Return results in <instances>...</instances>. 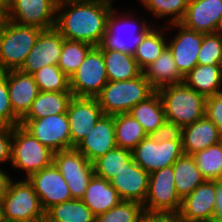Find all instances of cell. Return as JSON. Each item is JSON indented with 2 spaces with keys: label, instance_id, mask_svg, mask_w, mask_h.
I'll return each instance as SVG.
<instances>
[{
  "label": "cell",
  "instance_id": "f907efd6",
  "mask_svg": "<svg viewBox=\"0 0 222 222\" xmlns=\"http://www.w3.org/2000/svg\"><path fill=\"white\" fill-rule=\"evenodd\" d=\"M216 33L222 36V19L220 20Z\"/></svg>",
  "mask_w": 222,
  "mask_h": 222
},
{
  "label": "cell",
  "instance_id": "3957f363",
  "mask_svg": "<svg viewBox=\"0 0 222 222\" xmlns=\"http://www.w3.org/2000/svg\"><path fill=\"white\" fill-rule=\"evenodd\" d=\"M167 121L184 127L205 116L206 97L185 83L168 85L157 90Z\"/></svg>",
  "mask_w": 222,
  "mask_h": 222
},
{
  "label": "cell",
  "instance_id": "4fadbf2b",
  "mask_svg": "<svg viewBox=\"0 0 222 222\" xmlns=\"http://www.w3.org/2000/svg\"><path fill=\"white\" fill-rule=\"evenodd\" d=\"M182 154L181 140L157 143L149 136L132 150L134 162L149 174L172 166Z\"/></svg>",
  "mask_w": 222,
  "mask_h": 222
},
{
  "label": "cell",
  "instance_id": "7dc6e473",
  "mask_svg": "<svg viewBox=\"0 0 222 222\" xmlns=\"http://www.w3.org/2000/svg\"><path fill=\"white\" fill-rule=\"evenodd\" d=\"M3 169L4 168L0 169V198H2L6 193L9 181L11 180V177H13L8 174L6 169L5 170Z\"/></svg>",
  "mask_w": 222,
  "mask_h": 222
},
{
  "label": "cell",
  "instance_id": "d6986e66",
  "mask_svg": "<svg viewBox=\"0 0 222 222\" xmlns=\"http://www.w3.org/2000/svg\"><path fill=\"white\" fill-rule=\"evenodd\" d=\"M116 147L114 115H103L75 148L93 163Z\"/></svg>",
  "mask_w": 222,
  "mask_h": 222
},
{
  "label": "cell",
  "instance_id": "ba28073f",
  "mask_svg": "<svg viewBox=\"0 0 222 222\" xmlns=\"http://www.w3.org/2000/svg\"><path fill=\"white\" fill-rule=\"evenodd\" d=\"M107 82L102 51L98 46H93L70 77V91L74 97L96 98Z\"/></svg>",
  "mask_w": 222,
  "mask_h": 222
},
{
  "label": "cell",
  "instance_id": "f6af8a7d",
  "mask_svg": "<svg viewBox=\"0 0 222 222\" xmlns=\"http://www.w3.org/2000/svg\"><path fill=\"white\" fill-rule=\"evenodd\" d=\"M138 222H183L179 212H151L144 210Z\"/></svg>",
  "mask_w": 222,
  "mask_h": 222
},
{
  "label": "cell",
  "instance_id": "4dcf8cb0",
  "mask_svg": "<svg viewBox=\"0 0 222 222\" xmlns=\"http://www.w3.org/2000/svg\"><path fill=\"white\" fill-rule=\"evenodd\" d=\"M129 113L142 125L147 135L155 132L166 121L164 107L157 91L133 106Z\"/></svg>",
  "mask_w": 222,
  "mask_h": 222
},
{
  "label": "cell",
  "instance_id": "e0dca14e",
  "mask_svg": "<svg viewBox=\"0 0 222 222\" xmlns=\"http://www.w3.org/2000/svg\"><path fill=\"white\" fill-rule=\"evenodd\" d=\"M64 39L55 27L43 29L19 70L33 75L44 66L57 65Z\"/></svg>",
  "mask_w": 222,
  "mask_h": 222
},
{
  "label": "cell",
  "instance_id": "30bf717a",
  "mask_svg": "<svg viewBox=\"0 0 222 222\" xmlns=\"http://www.w3.org/2000/svg\"><path fill=\"white\" fill-rule=\"evenodd\" d=\"M20 125L54 153L71 149L69 121L66 113L40 119H21Z\"/></svg>",
  "mask_w": 222,
  "mask_h": 222
},
{
  "label": "cell",
  "instance_id": "e575fe53",
  "mask_svg": "<svg viewBox=\"0 0 222 222\" xmlns=\"http://www.w3.org/2000/svg\"><path fill=\"white\" fill-rule=\"evenodd\" d=\"M152 14V17L162 18L168 24L179 23L186 12L189 0H137Z\"/></svg>",
  "mask_w": 222,
  "mask_h": 222
},
{
  "label": "cell",
  "instance_id": "7bdbcfd3",
  "mask_svg": "<svg viewBox=\"0 0 222 222\" xmlns=\"http://www.w3.org/2000/svg\"><path fill=\"white\" fill-rule=\"evenodd\" d=\"M205 115L218 127L222 137V93L206 98Z\"/></svg>",
  "mask_w": 222,
  "mask_h": 222
},
{
  "label": "cell",
  "instance_id": "74e56055",
  "mask_svg": "<svg viewBox=\"0 0 222 222\" xmlns=\"http://www.w3.org/2000/svg\"><path fill=\"white\" fill-rule=\"evenodd\" d=\"M40 91L71 92L70 78L57 65H48L33 74Z\"/></svg>",
  "mask_w": 222,
  "mask_h": 222
},
{
  "label": "cell",
  "instance_id": "2e32d148",
  "mask_svg": "<svg viewBox=\"0 0 222 222\" xmlns=\"http://www.w3.org/2000/svg\"><path fill=\"white\" fill-rule=\"evenodd\" d=\"M66 114L69 121L71 148L76 147L104 115L97 98L74 96Z\"/></svg>",
  "mask_w": 222,
  "mask_h": 222
},
{
  "label": "cell",
  "instance_id": "9a60e30c",
  "mask_svg": "<svg viewBox=\"0 0 222 222\" xmlns=\"http://www.w3.org/2000/svg\"><path fill=\"white\" fill-rule=\"evenodd\" d=\"M27 180L33 186L45 212L53 205L72 200L66 180L54 163L31 174Z\"/></svg>",
  "mask_w": 222,
  "mask_h": 222
},
{
  "label": "cell",
  "instance_id": "83f0119b",
  "mask_svg": "<svg viewBox=\"0 0 222 222\" xmlns=\"http://www.w3.org/2000/svg\"><path fill=\"white\" fill-rule=\"evenodd\" d=\"M72 98V92L40 91L22 119H40L66 113Z\"/></svg>",
  "mask_w": 222,
  "mask_h": 222
},
{
  "label": "cell",
  "instance_id": "ee69618b",
  "mask_svg": "<svg viewBox=\"0 0 222 222\" xmlns=\"http://www.w3.org/2000/svg\"><path fill=\"white\" fill-rule=\"evenodd\" d=\"M13 136V127L0 126V165L11 162V140ZM2 167H0L1 169Z\"/></svg>",
  "mask_w": 222,
  "mask_h": 222
},
{
  "label": "cell",
  "instance_id": "c3c4849f",
  "mask_svg": "<svg viewBox=\"0 0 222 222\" xmlns=\"http://www.w3.org/2000/svg\"><path fill=\"white\" fill-rule=\"evenodd\" d=\"M8 5H9V0H0V11L5 14L7 11Z\"/></svg>",
  "mask_w": 222,
  "mask_h": 222
},
{
  "label": "cell",
  "instance_id": "60d3db41",
  "mask_svg": "<svg viewBox=\"0 0 222 222\" xmlns=\"http://www.w3.org/2000/svg\"><path fill=\"white\" fill-rule=\"evenodd\" d=\"M20 125V119L13 113L10 103L7 71H0V126Z\"/></svg>",
  "mask_w": 222,
  "mask_h": 222
},
{
  "label": "cell",
  "instance_id": "7c38bea8",
  "mask_svg": "<svg viewBox=\"0 0 222 222\" xmlns=\"http://www.w3.org/2000/svg\"><path fill=\"white\" fill-rule=\"evenodd\" d=\"M182 200L179 198L173 166H168L150 174L149 187L143 209L151 212H179Z\"/></svg>",
  "mask_w": 222,
  "mask_h": 222
},
{
  "label": "cell",
  "instance_id": "b9f144b4",
  "mask_svg": "<svg viewBox=\"0 0 222 222\" xmlns=\"http://www.w3.org/2000/svg\"><path fill=\"white\" fill-rule=\"evenodd\" d=\"M148 136L157 143L181 140L182 127L166 120L155 132Z\"/></svg>",
  "mask_w": 222,
  "mask_h": 222
},
{
  "label": "cell",
  "instance_id": "d590c367",
  "mask_svg": "<svg viewBox=\"0 0 222 222\" xmlns=\"http://www.w3.org/2000/svg\"><path fill=\"white\" fill-rule=\"evenodd\" d=\"M92 47L85 42L64 39L57 66L70 78Z\"/></svg>",
  "mask_w": 222,
  "mask_h": 222
},
{
  "label": "cell",
  "instance_id": "6da1fadb",
  "mask_svg": "<svg viewBox=\"0 0 222 222\" xmlns=\"http://www.w3.org/2000/svg\"><path fill=\"white\" fill-rule=\"evenodd\" d=\"M115 0H79L57 5L55 28L67 40L99 46Z\"/></svg>",
  "mask_w": 222,
  "mask_h": 222
},
{
  "label": "cell",
  "instance_id": "681fc988",
  "mask_svg": "<svg viewBox=\"0 0 222 222\" xmlns=\"http://www.w3.org/2000/svg\"><path fill=\"white\" fill-rule=\"evenodd\" d=\"M2 198H0V222H3Z\"/></svg>",
  "mask_w": 222,
  "mask_h": 222
},
{
  "label": "cell",
  "instance_id": "bcb514c9",
  "mask_svg": "<svg viewBox=\"0 0 222 222\" xmlns=\"http://www.w3.org/2000/svg\"><path fill=\"white\" fill-rule=\"evenodd\" d=\"M213 222H222V179L216 180V204Z\"/></svg>",
  "mask_w": 222,
  "mask_h": 222
},
{
  "label": "cell",
  "instance_id": "ab89813d",
  "mask_svg": "<svg viewBox=\"0 0 222 222\" xmlns=\"http://www.w3.org/2000/svg\"><path fill=\"white\" fill-rule=\"evenodd\" d=\"M197 62L199 65H222V36L220 34L204 35Z\"/></svg>",
  "mask_w": 222,
  "mask_h": 222
},
{
  "label": "cell",
  "instance_id": "f35d334b",
  "mask_svg": "<svg viewBox=\"0 0 222 222\" xmlns=\"http://www.w3.org/2000/svg\"><path fill=\"white\" fill-rule=\"evenodd\" d=\"M143 205L135 201L121 200L112 209L95 217V222H138Z\"/></svg>",
  "mask_w": 222,
  "mask_h": 222
},
{
  "label": "cell",
  "instance_id": "484cf974",
  "mask_svg": "<svg viewBox=\"0 0 222 222\" xmlns=\"http://www.w3.org/2000/svg\"><path fill=\"white\" fill-rule=\"evenodd\" d=\"M184 83L206 98L222 93V65L197 64L184 77Z\"/></svg>",
  "mask_w": 222,
  "mask_h": 222
},
{
  "label": "cell",
  "instance_id": "8992f818",
  "mask_svg": "<svg viewBox=\"0 0 222 222\" xmlns=\"http://www.w3.org/2000/svg\"><path fill=\"white\" fill-rule=\"evenodd\" d=\"M11 178L2 197L3 219L6 222H45L39 197L26 178Z\"/></svg>",
  "mask_w": 222,
  "mask_h": 222
},
{
  "label": "cell",
  "instance_id": "9c48e42d",
  "mask_svg": "<svg viewBox=\"0 0 222 222\" xmlns=\"http://www.w3.org/2000/svg\"><path fill=\"white\" fill-rule=\"evenodd\" d=\"M53 163L66 180L72 199H81L94 175L93 164L75 147L55 152Z\"/></svg>",
  "mask_w": 222,
  "mask_h": 222
},
{
  "label": "cell",
  "instance_id": "4316f807",
  "mask_svg": "<svg viewBox=\"0 0 222 222\" xmlns=\"http://www.w3.org/2000/svg\"><path fill=\"white\" fill-rule=\"evenodd\" d=\"M108 81H124L140 76L143 71L134 56L127 53L101 49Z\"/></svg>",
  "mask_w": 222,
  "mask_h": 222
},
{
  "label": "cell",
  "instance_id": "f546056e",
  "mask_svg": "<svg viewBox=\"0 0 222 222\" xmlns=\"http://www.w3.org/2000/svg\"><path fill=\"white\" fill-rule=\"evenodd\" d=\"M165 24L167 23L162 24L163 27L156 24L136 48L134 58L142 71L152 64L167 47L168 31Z\"/></svg>",
  "mask_w": 222,
  "mask_h": 222
},
{
  "label": "cell",
  "instance_id": "7402d4cb",
  "mask_svg": "<svg viewBox=\"0 0 222 222\" xmlns=\"http://www.w3.org/2000/svg\"><path fill=\"white\" fill-rule=\"evenodd\" d=\"M150 174L133 162L109 180L121 200L144 204L149 187Z\"/></svg>",
  "mask_w": 222,
  "mask_h": 222
},
{
  "label": "cell",
  "instance_id": "ffe728a7",
  "mask_svg": "<svg viewBox=\"0 0 222 222\" xmlns=\"http://www.w3.org/2000/svg\"><path fill=\"white\" fill-rule=\"evenodd\" d=\"M222 19V0H189L183 19L179 22L200 33H216Z\"/></svg>",
  "mask_w": 222,
  "mask_h": 222
},
{
  "label": "cell",
  "instance_id": "52a82bcc",
  "mask_svg": "<svg viewBox=\"0 0 222 222\" xmlns=\"http://www.w3.org/2000/svg\"><path fill=\"white\" fill-rule=\"evenodd\" d=\"M54 152L41 144L21 125L13 127L10 166L22 170L27 179L53 163Z\"/></svg>",
  "mask_w": 222,
  "mask_h": 222
},
{
  "label": "cell",
  "instance_id": "5bb4252c",
  "mask_svg": "<svg viewBox=\"0 0 222 222\" xmlns=\"http://www.w3.org/2000/svg\"><path fill=\"white\" fill-rule=\"evenodd\" d=\"M172 29L176 35L167 38V47L174 57L177 69L185 77L198 64V53L205 33L188 29L180 23L166 25L167 31L171 30L172 33Z\"/></svg>",
  "mask_w": 222,
  "mask_h": 222
},
{
  "label": "cell",
  "instance_id": "cb8c5ba5",
  "mask_svg": "<svg viewBox=\"0 0 222 222\" xmlns=\"http://www.w3.org/2000/svg\"><path fill=\"white\" fill-rule=\"evenodd\" d=\"M81 200L97 216L112 209L121 198L109 181L93 175Z\"/></svg>",
  "mask_w": 222,
  "mask_h": 222
},
{
  "label": "cell",
  "instance_id": "f5cc1de1",
  "mask_svg": "<svg viewBox=\"0 0 222 222\" xmlns=\"http://www.w3.org/2000/svg\"><path fill=\"white\" fill-rule=\"evenodd\" d=\"M68 1H79V0H55L57 4L63 3V2H68Z\"/></svg>",
  "mask_w": 222,
  "mask_h": 222
},
{
  "label": "cell",
  "instance_id": "603a6c76",
  "mask_svg": "<svg viewBox=\"0 0 222 222\" xmlns=\"http://www.w3.org/2000/svg\"><path fill=\"white\" fill-rule=\"evenodd\" d=\"M222 141L218 127L205 115L200 120L182 127L183 154L193 155Z\"/></svg>",
  "mask_w": 222,
  "mask_h": 222
},
{
  "label": "cell",
  "instance_id": "8fae6325",
  "mask_svg": "<svg viewBox=\"0 0 222 222\" xmlns=\"http://www.w3.org/2000/svg\"><path fill=\"white\" fill-rule=\"evenodd\" d=\"M57 5L55 0H9L5 18L19 25L50 29L56 24Z\"/></svg>",
  "mask_w": 222,
  "mask_h": 222
},
{
  "label": "cell",
  "instance_id": "f1b7e54d",
  "mask_svg": "<svg viewBox=\"0 0 222 222\" xmlns=\"http://www.w3.org/2000/svg\"><path fill=\"white\" fill-rule=\"evenodd\" d=\"M172 166L176 192L181 200L206 181L192 155L182 154Z\"/></svg>",
  "mask_w": 222,
  "mask_h": 222
},
{
  "label": "cell",
  "instance_id": "44dd1931",
  "mask_svg": "<svg viewBox=\"0 0 222 222\" xmlns=\"http://www.w3.org/2000/svg\"><path fill=\"white\" fill-rule=\"evenodd\" d=\"M7 86L13 113L21 120L29 111L40 90L32 74L7 71Z\"/></svg>",
  "mask_w": 222,
  "mask_h": 222
},
{
  "label": "cell",
  "instance_id": "277c9868",
  "mask_svg": "<svg viewBox=\"0 0 222 222\" xmlns=\"http://www.w3.org/2000/svg\"><path fill=\"white\" fill-rule=\"evenodd\" d=\"M155 90L143 73L124 81H108L96 97L104 115L129 113L133 106L146 100Z\"/></svg>",
  "mask_w": 222,
  "mask_h": 222
},
{
  "label": "cell",
  "instance_id": "ac0fdd59",
  "mask_svg": "<svg viewBox=\"0 0 222 222\" xmlns=\"http://www.w3.org/2000/svg\"><path fill=\"white\" fill-rule=\"evenodd\" d=\"M216 204V180H206L197 186L181 203L183 222H213Z\"/></svg>",
  "mask_w": 222,
  "mask_h": 222
},
{
  "label": "cell",
  "instance_id": "1f68e13d",
  "mask_svg": "<svg viewBox=\"0 0 222 222\" xmlns=\"http://www.w3.org/2000/svg\"><path fill=\"white\" fill-rule=\"evenodd\" d=\"M115 142L118 148L133 150L146 136L142 125L130 114L114 115Z\"/></svg>",
  "mask_w": 222,
  "mask_h": 222
},
{
  "label": "cell",
  "instance_id": "8d00e7d4",
  "mask_svg": "<svg viewBox=\"0 0 222 222\" xmlns=\"http://www.w3.org/2000/svg\"><path fill=\"white\" fill-rule=\"evenodd\" d=\"M192 156L205 180L222 179V141Z\"/></svg>",
  "mask_w": 222,
  "mask_h": 222
},
{
  "label": "cell",
  "instance_id": "d6a6232c",
  "mask_svg": "<svg viewBox=\"0 0 222 222\" xmlns=\"http://www.w3.org/2000/svg\"><path fill=\"white\" fill-rule=\"evenodd\" d=\"M95 217L81 199L53 205L45 212V222H95Z\"/></svg>",
  "mask_w": 222,
  "mask_h": 222
},
{
  "label": "cell",
  "instance_id": "7a4b0ae2",
  "mask_svg": "<svg viewBox=\"0 0 222 222\" xmlns=\"http://www.w3.org/2000/svg\"><path fill=\"white\" fill-rule=\"evenodd\" d=\"M142 20L133 10L120 12L113 7L107 20L106 32L98 47L134 56L144 36L156 25L154 21L149 23L147 18Z\"/></svg>",
  "mask_w": 222,
  "mask_h": 222
},
{
  "label": "cell",
  "instance_id": "816d5d0a",
  "mask_svg": "<svg viewBox=\"0 0 222 222\" xmlns=\"http://www.w3.org/2000/svg\"><path fill=\"white\" fill-rule=\"evenodd\" d=\"M4 20H5V14L0 11V28H1Z\"/></svg>",
  "mask_w": 222,
  "mask_h": 222
},
{
  "label": "cell",
  "instance_id": "836d02e7",
  "mask_svg": "<svg viewBox=\"0 0 222 222\" xmlns=\"http://www.w3.org/2000/svg\"><path fill=\"white\" fill-rule=\"evenodd\" d=\"M133 162L131 150L116 147L92 163L94 175L109 181Z\"/></svg>",
  "mask_w": 222,
  "mask_h": 222
},
{
  "label": "cell",
  "instance_id": "5b68a950",
  "mask_svg": "<svg viewBox=\"0 0 222 222\" xmlns=\"http://www.w3.org/2000/svg\"><path fill=\"white\" fill-rule=\"evenodd\" d=\"M42 30L5 18L0 28V71L19 70Z\"/></svg>",
  "mask_w": 222,
  "mask_h": 222
},
{
  "label": "cell",
  "instance_id": "d4e9b609",
  "mask_svg": "<svg viewBox=\"0 0 222 222\" xmlns=\"http://www.w3.org/2000/svg\"><path fill=\"white\" fill-rule=\"evenodd\" d=\"M143 75L155 91L168 85L184 83V77L177 69L174 57L168 47L143 70Z\"/></svg>",
  "mask_w": 222,
  "mask_h": 222
}]
</instances>
